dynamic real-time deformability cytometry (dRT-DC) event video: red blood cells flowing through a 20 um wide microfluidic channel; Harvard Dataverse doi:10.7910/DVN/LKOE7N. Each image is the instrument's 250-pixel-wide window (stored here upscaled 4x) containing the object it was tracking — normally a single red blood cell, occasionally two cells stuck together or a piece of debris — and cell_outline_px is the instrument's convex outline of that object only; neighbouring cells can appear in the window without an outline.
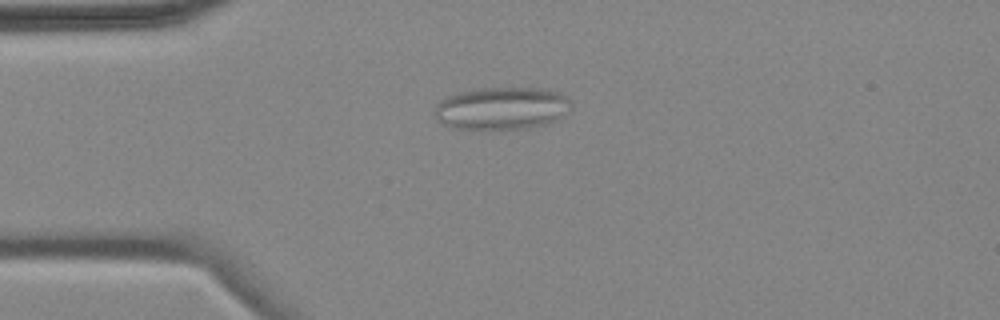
{"species": "common noctule bat (a hibernating species)", "species_latin": "Nyctalus noctula", "temperature_condition": "cold", "stored_images_in_passage": 12, "camera_frame_rate_fps": 3000, "um_per_image_px": 0.085, "animal": {"sex": "female", "body_mass_g": 18.4}, "frame": {"image": 1, "passage_image": 3, "time_ms": 3.333, "image_size_px": [1000, 320], "cell_outline_px": [[572, 100], [560, 116], [556, 120], [548, 124], [524, 128], [452, 128], [440, 120], [432, 112], [436, 104], [440, 100], [448, 96], [460, 92], [484, 88], [540, 88], [560, 92]], "centroid_in_image_um": [42.63, 9.19], "position_along_channel_um": 42.4, "area_um2": 33.29}, "authors_computed_cell_mechanics": {"area_um2": 23.7847, "velocity_mm_per_s": 3.5297, "shape_relaxation_time_tau1_ms": null, "shape_relaxation_time_tau2_ms": 2.2602, "deformation_change_tau1": null, "deformation_change_tau2": 0.1074}}